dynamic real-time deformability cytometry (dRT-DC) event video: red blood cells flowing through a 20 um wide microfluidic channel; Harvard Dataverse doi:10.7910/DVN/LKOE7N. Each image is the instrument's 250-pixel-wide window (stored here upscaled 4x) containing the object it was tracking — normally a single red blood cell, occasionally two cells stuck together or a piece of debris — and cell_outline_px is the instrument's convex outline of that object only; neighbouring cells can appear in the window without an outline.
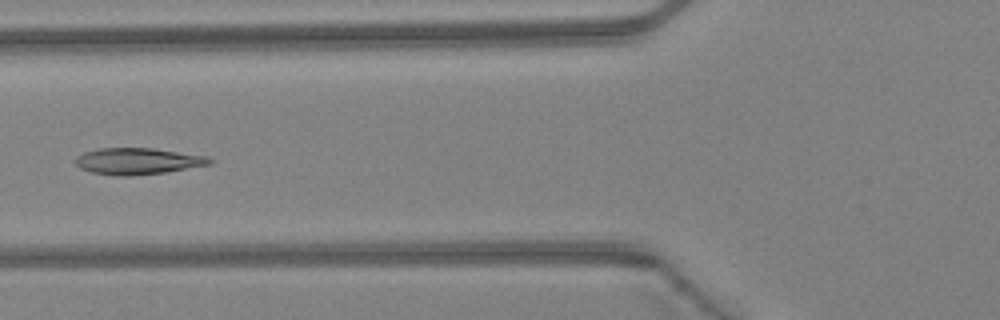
{"species": "Egyptian fruit bat (a non-hibernating species)", "species_latin": "Rousettus aegyptiacus", "temperature_condition": "warm", "stored_images_in_passage": 38, "camera_frame_rate_fps": 3000, "um_per_image_px": 0.085, "animal": {"sex": "female"}, "frame": {"image": 1, "passage_image": 14, "time_ms": 4.333, "image_size_px": [1000, 320], "cell_outline_px": [[216, 160], [212, 164], [164, 172], [128, 176], [116, 176], [92, 172], [80, 168], [76, 164], [76, 156], [84, 152], [100, 148], [152, 148], [204, 156]], "centroid_in_image_um": [11.7, 13.7], "position_along_channel_um": 114.1, "area_um2": 20.52}}
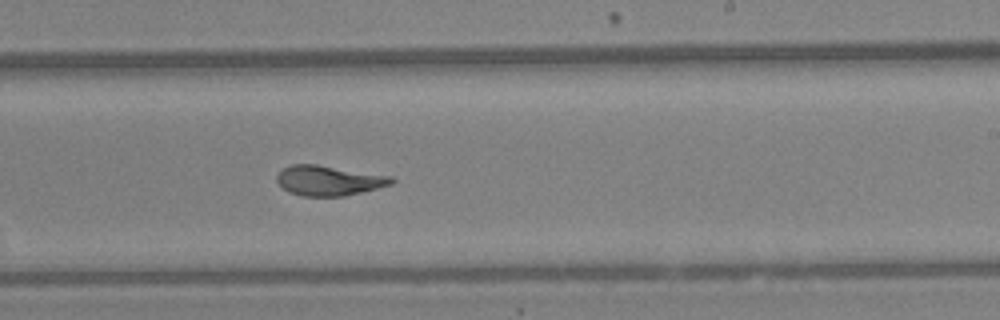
{"frame": {"image": 2, "passage_image": 24, "time_ms": 7.667, "image_size_px": [1000, 320], "cell_outline_px": [[396, 180], [392, 184], [344, 196], [304, 196], [288, 192], [276, 180], [276, 176], [284, 168], [292, 164], [316, 164], [392, 176]], "centroid_in_image_um": [27.95, 15.34], "position_along_channel_um": 261.0, "area_um2": 19.88}}
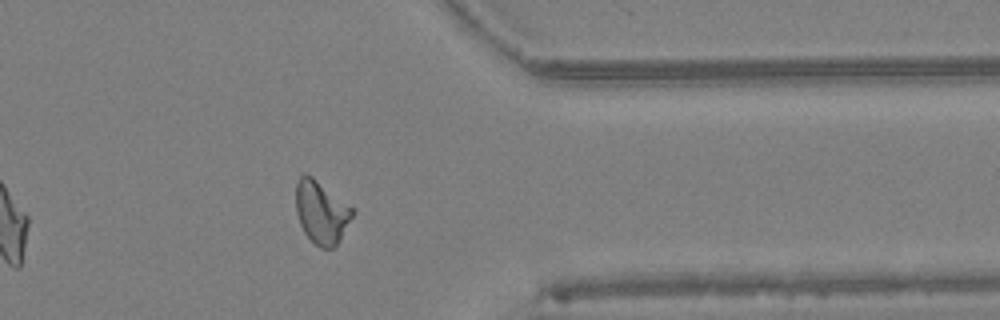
{"frame": {"image": 3, "passage_image": 33, "time_ms": 10.667, "image_size_px": [1000, 320], "cell_outline_px": [[356, 212], [336, 244], [332, 248], [320, 248], [304, 232], [300, 224], [296, 212], [296, 184], [300, 176], [304, 172], [312, 176], [352, 208]], "centroid_in_image_um": [27.3, 18.02], "position_along_channel_um": 384.1, "area_um2": 20.35}, "authors_computed_cell_mechanics": {"area_um2": 20.5479, "velocity_mm_per_s": 4.4369, "shape_relaxation_time_tau1_ms": 8.3717, "shape_relaxation_time_tau2_ms": 1.0939, "deformation_change_tau1": 0.234, "deformation_change_tau2": 0.0609}}